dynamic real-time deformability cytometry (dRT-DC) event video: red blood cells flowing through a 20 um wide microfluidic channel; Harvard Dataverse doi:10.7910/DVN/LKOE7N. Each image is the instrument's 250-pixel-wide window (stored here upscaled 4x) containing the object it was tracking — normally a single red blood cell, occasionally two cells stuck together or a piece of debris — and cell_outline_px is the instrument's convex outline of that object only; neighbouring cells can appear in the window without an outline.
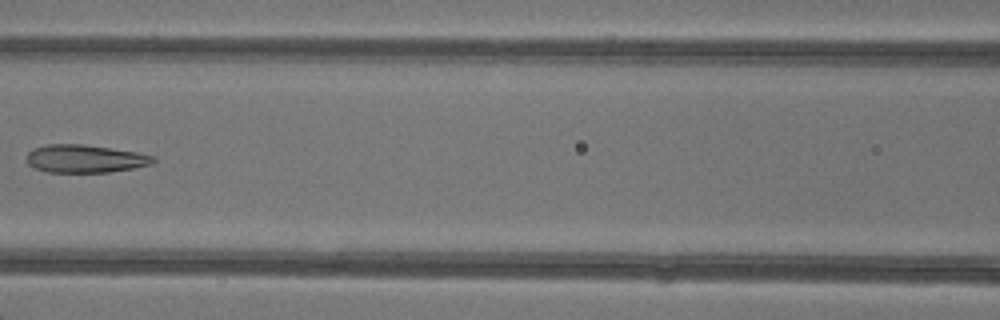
{"species": "common noctule bat (a hibernating species)", "species_latin": "Nyctalus noctula", "temperature_condition": "warm", "stored_images_in_passage": 7, "camera_frame_rate_fps": 3000, "um_per_image_px": 0.085, "animal": {"sex": "female"}, "frame": {"image": 1, "passage_image": 7, "time_ms": 7.0, "image_size_px": [1000, 320], "cell_outline_px": [[156, 160], [152, 164], [132, 168], [108, 172], [48, 172], [32, 168], [28, 164], [28, 152], [32, 148], [48, 144], [84, 144], [136, 152], [156, 156]], "centroid_in_image_um": [7.22, 13.49], "position_along_channel_um": 159.4, "area_um2": 20.63}}